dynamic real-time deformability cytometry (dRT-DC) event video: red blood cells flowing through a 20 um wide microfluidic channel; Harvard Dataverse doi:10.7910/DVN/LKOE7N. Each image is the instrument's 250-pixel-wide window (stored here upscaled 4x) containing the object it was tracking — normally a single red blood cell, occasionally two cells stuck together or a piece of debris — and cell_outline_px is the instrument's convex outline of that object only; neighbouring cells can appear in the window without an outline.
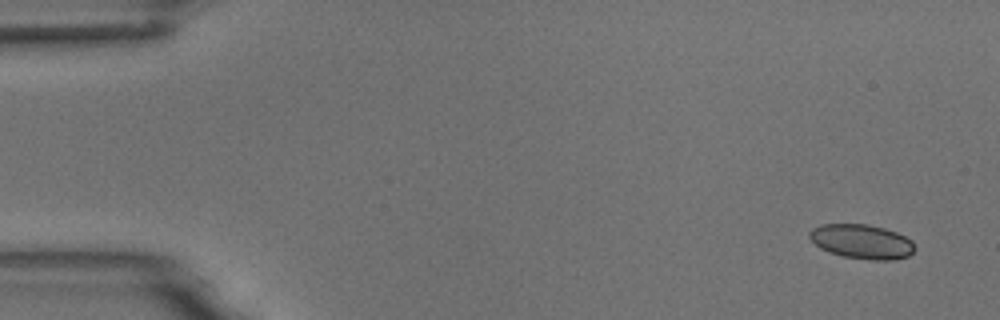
{"species": "common noctule bat (a hibernating species)", "species_latin": "Nyctalus noctula", "temperature_condition": "room temperature", "stored_images_in_passage": 4, "camera_frame_rate_fps": 3000, "um_per_image_px": 0.085, "animal": {"sex": "male", "body_mass_g": 18.8}, "frame": {"image": 1, "passage_image": 1, "time_ms": 0.0, "image_size_px": [1000, 320], "cell_outline_px": [[916, 248], [908, 256], [896, 260], [872, 260], [844, 256], [828, 252], [820, 248], [808, 236], [808, 232], [812, 228], [820, 224], [868, 224], [884, 228], [896, 232], [912, 240]], "centroid_in_image_um": [73.25, 20.53], "position_along_channel_um": 11.7, "area_um2": 21.21}}
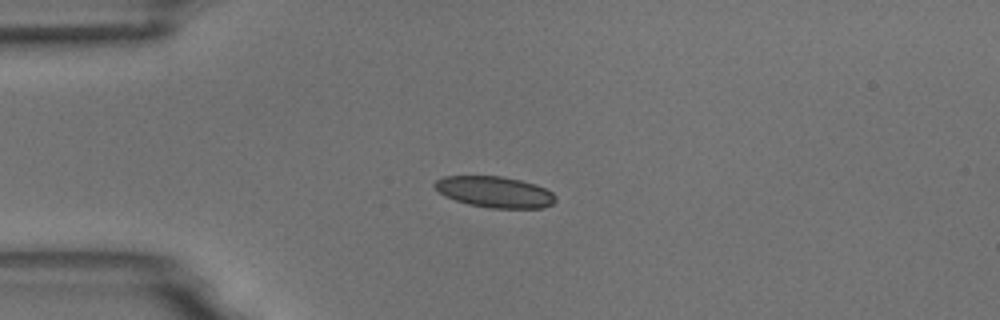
{"frame": {"image": 2, "passage_image": 4, "time_ms": 3.667, "image_size_px": [1000, 320], "cell_outline_px": [[556, 200], [552, 204], [544, 208], [488, 208], [468, 204], [444, 196], [432, 184], [436, 180], [444, 176], [500, 176], [520, 180], [536, 184], [552, 192], [556, 196]], "centroid_in_image_um": [42.06, 16.32], "position_along_channel_um": 42.9, "area_um2": 21.96}}